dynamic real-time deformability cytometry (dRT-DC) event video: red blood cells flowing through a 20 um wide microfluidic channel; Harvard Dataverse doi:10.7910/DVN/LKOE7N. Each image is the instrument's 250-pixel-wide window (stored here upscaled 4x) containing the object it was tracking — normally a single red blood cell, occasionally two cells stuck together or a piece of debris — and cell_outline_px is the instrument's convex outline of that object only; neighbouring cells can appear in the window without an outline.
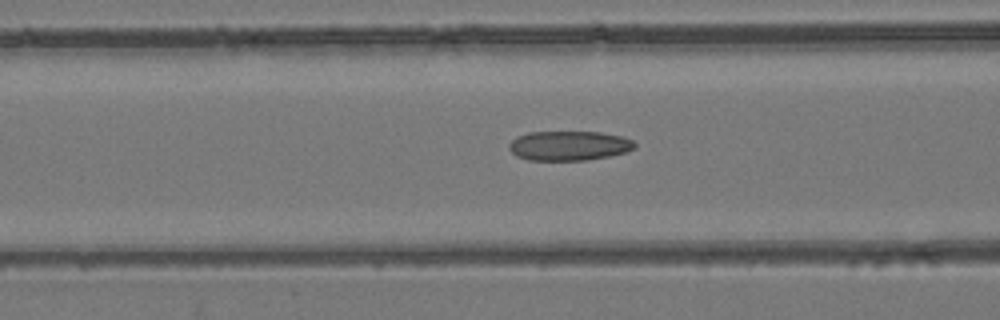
{"species": "common noctule bat (a hibernating species)", "species_latin": "Nyctalus noctula", "temperature_condition": "room temperature", "stored_images_in_passage": 53, "camera_frame_rate_fps": 3000, "um_per_image_px": 0.085, "animal": {"sex": "female", "body_mass_g": 24.6, "forearm_length_mm": 56.2}, "frame": {"image": 1, "passage_image": 22, "time_ms": 7.0, "image_size_px": [1000, 320], "cell_outline_px": [[636, 148], [624, 152], [608, 156], [588, 160], [528, 160], [516, 156], [508, 148], [508, 144], [516, 136], [528, 132], [600, 132], [624, 136], [632, 140], [636, 144]], "centroid_in_image_um": [48.35, 12.38], "position_along_channel_um": 118.2, "area_um2": 21.79}}
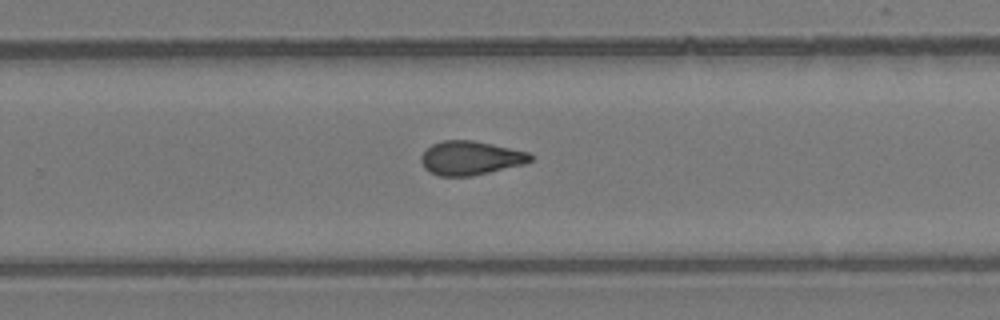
{"frame": {"image": 2, "passage_image": 35, "time_ms": 11.333, "image_size_px": [1000, 320], "cell_outline_px": [[532, 160], [524, 164], [472, 176], [440, 176], [428, 172], [424, 168], [420, 160], [420, 156], [432, 144], [444, 140], [472, 140], [492, 144], [528, 152], [532, 156]], "centroid_in_image_um": [39.96, 13.44], "position_along_channel_um": 289.8, "area_um2": 21.56}}
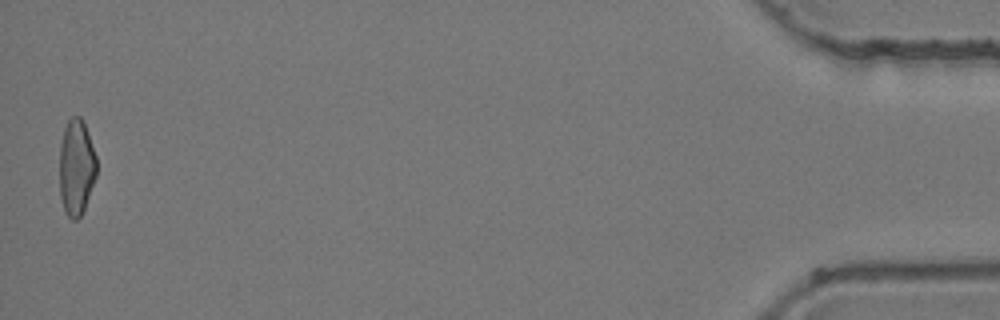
{"frame": {"image": 3, "passage_image": 53, "time_ms": 17.333, "image_size_px": [1000, 320], "cell_outline_px": [[96, 176], [84, 208], [80, 216], [76, 220], [72, 220], [68, 216], [64, 208], [60, 196], [60, 144], [64, 128], [68, 120], [72, 116], [80, 116], [84, 120], [96, 156]], "centroid_in_image_um": [6.49, 14.18], "position_along_channel_um": 428.7, "area_um2": 20.69}, "authors_computed_cell_mechanics": {"area_um2": 21.7906, "velocity_mm_per_s": 3.9642, "shape_relaxation_time_tau1_ms": null, "shape_relaxation_time_tau2_ms": 2.6775, "deformation_change_tau1": null, "deformation_change_tau2": 0.1086}}